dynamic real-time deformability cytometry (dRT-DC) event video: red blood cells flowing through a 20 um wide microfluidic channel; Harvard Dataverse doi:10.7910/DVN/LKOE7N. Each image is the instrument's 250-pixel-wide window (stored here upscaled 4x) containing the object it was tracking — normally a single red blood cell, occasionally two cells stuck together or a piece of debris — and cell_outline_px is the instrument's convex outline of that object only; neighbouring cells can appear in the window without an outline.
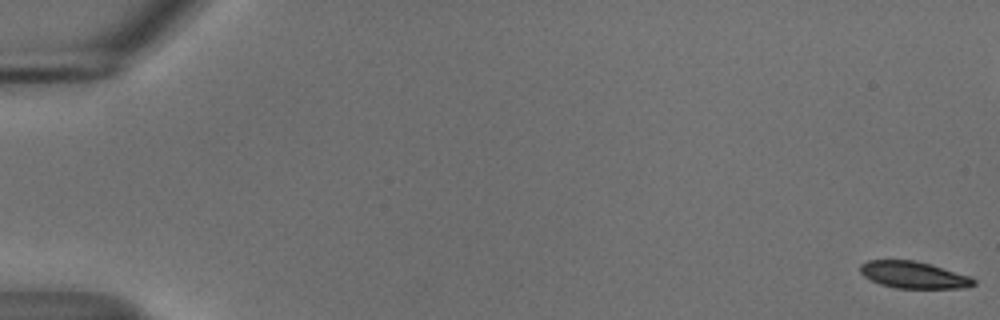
{"species": "common noctule bat (a hibernating species)", "species_latin": "Nyctalus noctula", "temperature_condition": "cold", "stored_images_in_passage": 53, "camera_frame_rate_fps": 3000, "um_per_image_px": 0.085, "animal": {"sex": "male", "body_mass_g": 18.8}, "frame": {"image": 1, "passage_image": 1, "time_ms": 0.0, "image_size_px": [1000, 320], "cell_outline_px": [[976, 284], [964, 288], [896, 288], [880, 284], [864, 276], [860, 272], [860, 264], [868, 260], [912, 260], [932, 264], [972, 276], [976, 280]], "centroid_in_image_um": [77.7, 23.36], "position_along_channel_um": 7.3, "area_um2": 17.92}}
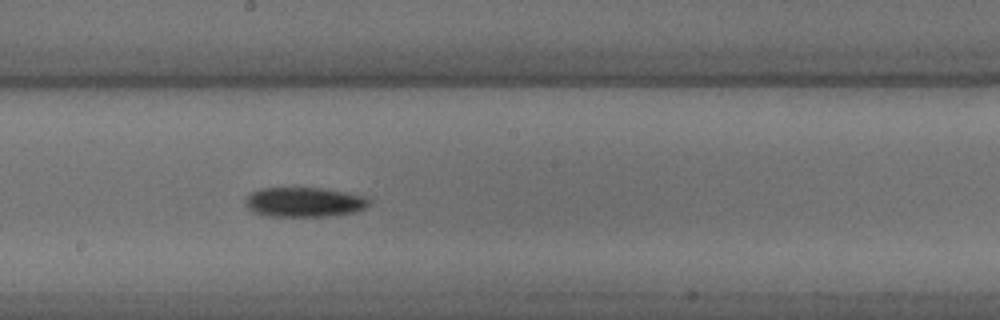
{"frame": {"image": 2, "passage_image": 32, "time_ms": 10.333, "image_size_px": [1000, 320], "cell_outline_px": [[372, 200], [364, 208], [356, 212], [332, 216], [268, 216], [256, 212], [248, 208], [244, 204], [244, 200], [252, 192], [260, 188], [320, 188], [348, 192], [368, 196]], "centroid_in_image_um": [25.91, 17.17], "position_along_channel_um": 222.3, "area_um2": 21.56}}
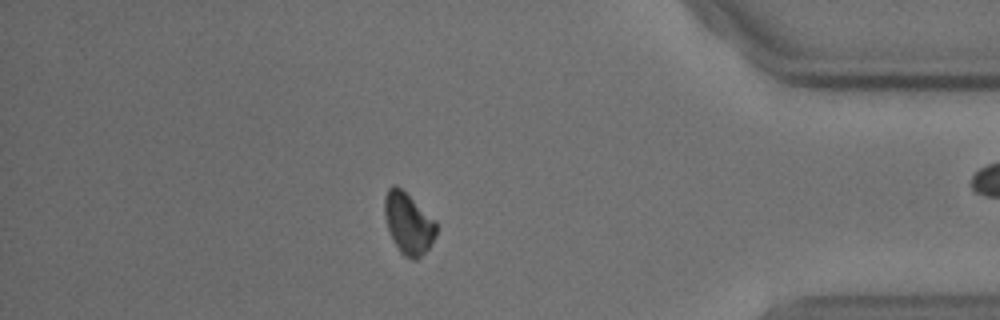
{"frame": {"image": 3, "passage_image": 49, "time_ms": 16.0, "image_size_px": [1000, 320], "cell_outline_px": [[436, 236], [428, 248], [416, 260], [412, 260], [404, 256], [400, 252], [392, 240], [384, 216], [384, 196], [388, 188], [392, 184], [396, 184], [436, 220]], "centroid_in_image_um": [34.69, 18.98], "position_along_channel_um": 400.5, "area_um2": 18.55}}